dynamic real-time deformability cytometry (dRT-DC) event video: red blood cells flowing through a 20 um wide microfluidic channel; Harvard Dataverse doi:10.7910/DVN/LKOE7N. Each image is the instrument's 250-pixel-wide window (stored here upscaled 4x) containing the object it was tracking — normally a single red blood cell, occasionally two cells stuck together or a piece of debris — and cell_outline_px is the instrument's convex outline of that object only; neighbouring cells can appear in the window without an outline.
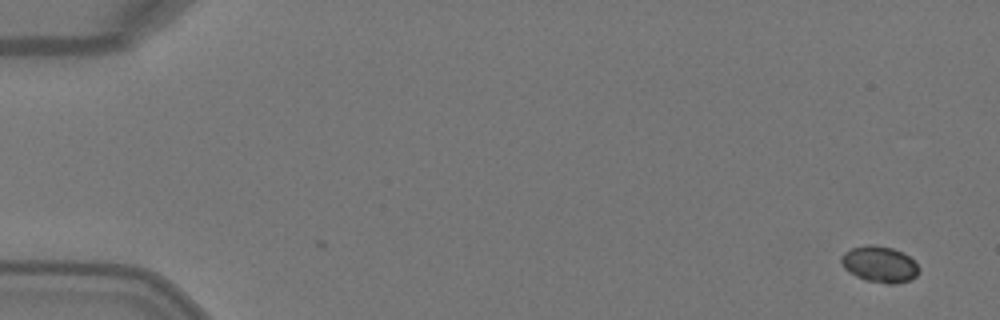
{"species": "Egyptian fruit bat (a non-hibernating species)", "species_latin": "Rousettus aegyptiacus", "temperature_condition": "warm", "stored_images_in_passage": 6, "camera_frame_rate_fps": 3000, "um_per_image_px": 0.085, "animal": {"sex": "female"}, "frame": {"image": 1, "passage_image": 1, "time_ms": 0.0, "image_size_px": [1000, 320], "cell_outline_px": [[920, 272], [916, 276], [908, 280], [896, 284], [888, 284], [864, 280], [856, 276], [844, 268], [840, 260], [840, 256], [844, 252], [852, 248], [868, 244], [872, 244], [892, 248], [904, 252], [916, 260], [920, 268]], "centroid_in_image_um": [74.8, 22.45], "position_along_channel_um": 10.2, "area_um2": 16.7}}
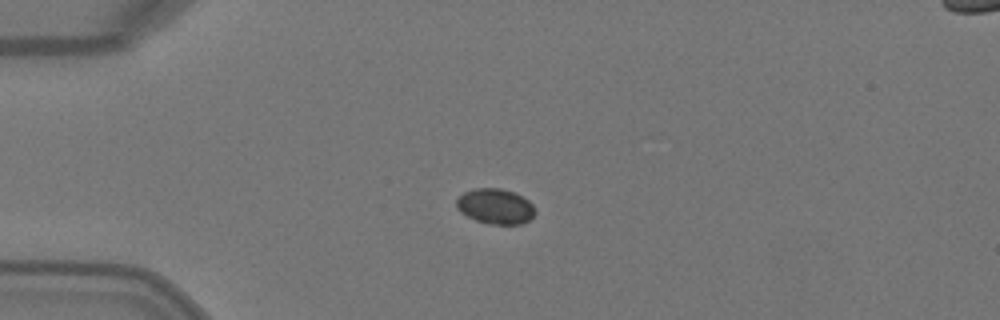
{"frame": {"image": 2, "passage_image": 4, "time_ms": 1.0, "image_size_px": [1000, 320], "cell_outline_px": [[536, 212], [528, 220], [520, 224], [488, 224], [476, 220], [460, 212], [456, 208], [456, 200], [464, 192], [476, 188], [500, 188], [512, 192], [528, 200], [532, 204]], "centroid_in_image_um": [42.08, 17.54], "position_along_channel_um": 42.9, "area_um2": 16.01}}
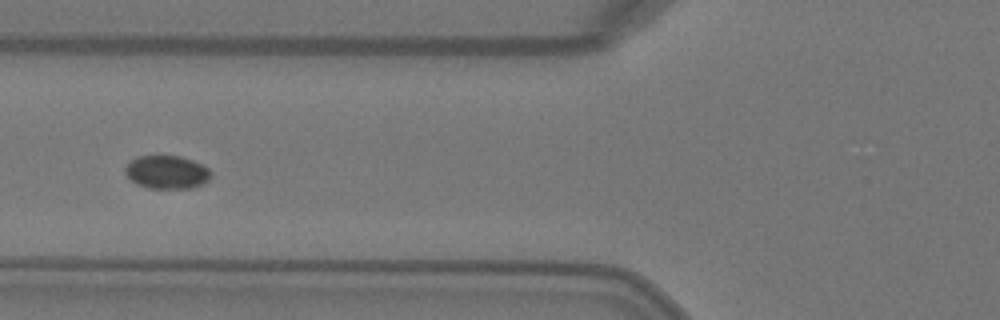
{"frame": {"image": 3, "passage_image": 6, "time_ms": 1.667, "image_size_px": [1000, 320], "cell_outline_px": [[212, 176], [204, 184], [192, 188], [148, 188], [136, 184], [124, 172], [124, 168], [136, 156], [180, 156], [204, 164], [212, 172]], "centroid_in_image_um": [14.22, 14.63], "position_along_channel_um": 111.6, "area_um2": 16.76}}